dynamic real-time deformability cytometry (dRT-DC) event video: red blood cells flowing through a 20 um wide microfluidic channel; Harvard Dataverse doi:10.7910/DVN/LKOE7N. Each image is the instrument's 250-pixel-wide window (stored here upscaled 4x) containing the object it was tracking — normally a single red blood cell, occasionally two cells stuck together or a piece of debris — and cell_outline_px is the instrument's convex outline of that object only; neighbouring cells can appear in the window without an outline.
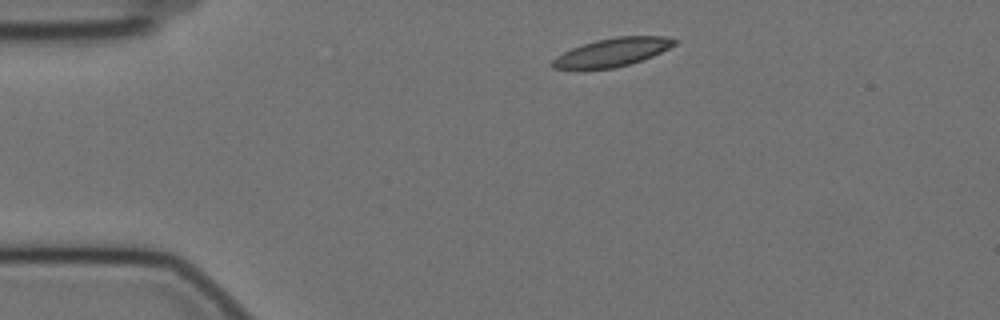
{"species": "Egyptian fruit bat (a non-hibernating species)", "species_latin": "Rousettus aegyptiacus", "temperature_condition": "cold", "stored_images_in_passage": 41, "camera_frame_rate_fps": 3000, "um_per_image_px": 0.085, "animal": {"sex": "female"}, "frame": {"image": 1, "passage_image": 1, "time_ms": 0.0, "image_size_px": [1000, 320], "cell_outline_px": [[680, 40], [676, 44], [652, 56], [628, 64], [612, 68], [552, 68], [548, 64], [556, 56], [572, 48], [596, 40], [616, 36], [664, 36]], "centroid_in_image_um": [52.05, 4.42], "position_along_channel_um": 32.9, "area_um2": 19.83}}
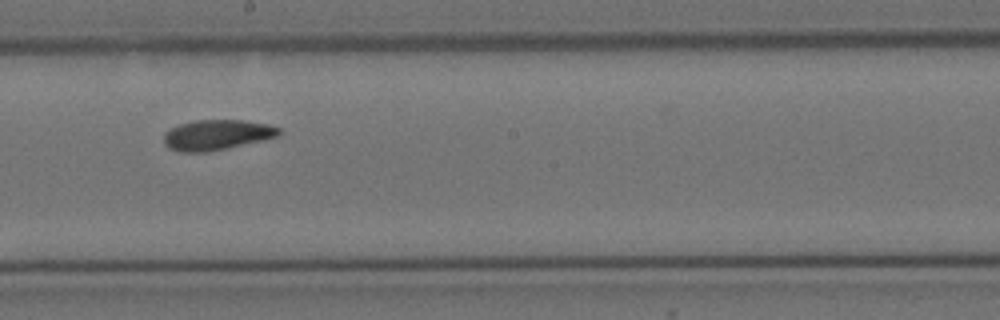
{"frame": {"image": 2, "passage_image": 22, "time_ms": 7.0, "image_size_px": [1000, 320], "cell_outline_px": [[280, 136], [264, 140], [208, 152], [180, 152], [168, 148], [164, 144], [164, 132], [180, 124], [192, 120], [244, 120], [268, 124], [280, 128]], "centroid_in_image_um": [18.43, 11.46], "position_along_channel_um": 229.8, "area_um2": 20.46}}
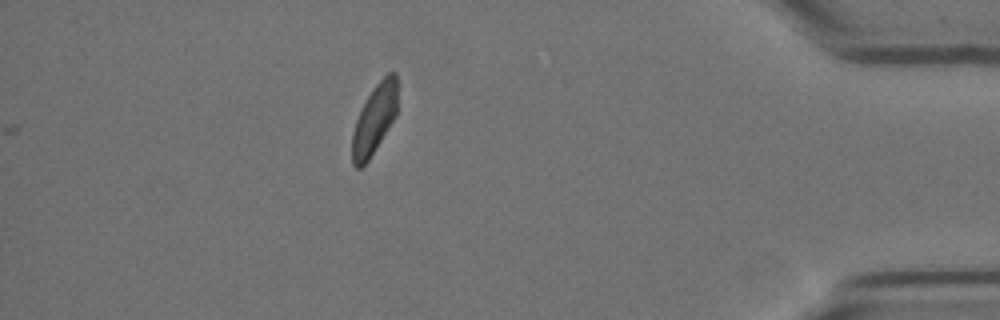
{"frame": {"image": 3, "passage_image": 41, "time_ms": 13.333, "image_size_px": [1000, 320], "cell_outline_px": [[396, 116], [368, 160], [360, 168], [356, 168], [352, 164], [352, 132], [356, 120], [368, 96], [376, 84], [388, 72], [396, 72]], "centroid_in_image_um": [31.81, 10.15], "position_along_channel_um": 403.4, "area_um2": 17.92}, "authors_computed_cell_mechanics": {"area_um2": 20.3456, "velocity_mm_per_s": 3.4468, "shape_relaxation_time_tau1_ms": 7.2715, "shape_relaxation_time_tau2_ms": 4.0421, "deformation_change_tau1": 0.1567, "deformation_change_tau2": 0.0827}}